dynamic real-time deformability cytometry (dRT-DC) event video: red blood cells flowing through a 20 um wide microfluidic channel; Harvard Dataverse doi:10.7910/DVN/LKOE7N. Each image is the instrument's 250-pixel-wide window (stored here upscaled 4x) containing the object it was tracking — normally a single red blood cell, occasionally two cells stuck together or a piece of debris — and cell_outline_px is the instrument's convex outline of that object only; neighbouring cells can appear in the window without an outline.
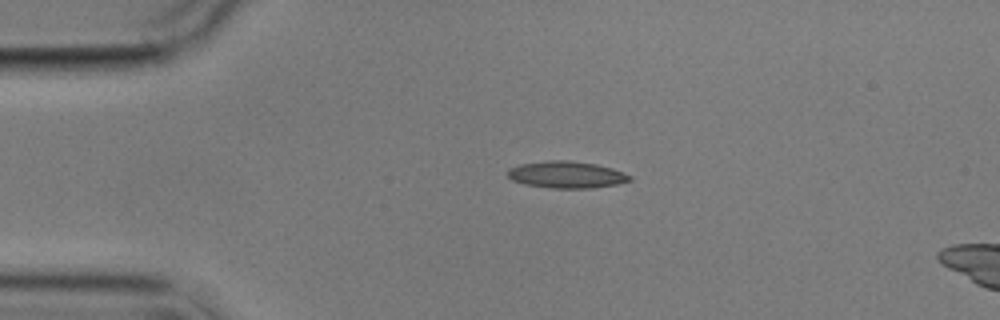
{"species": "common noctule bat (a hibernating species)", "species_latin": "Nyctalus noctula", "temperature_condition": "cold", "stored_images_in_passage": 2, "camera_frame_rate_fps": 3000, "um_per_image_px": 0.085, "animal": {"sex": "male", "body_mass_g": 17.9}, "frame": {"image": 1, "passage_image": 1, "time_ms": 0.0, "image_size_px": [1000, 320], "cell_outline_px": [[632, 180], [616, 184], [592, 188], [552, 188], [524, 184], [512, 180], [508, 176], [508, 168], [520, 164], [548, 160], [568, 160], [596, 164], [612, 168], [632, 176]], "centroid_in_image_um": [48.14, 14.84], "position_along_channel_um": 36.9, "area_um2": 19.07}}